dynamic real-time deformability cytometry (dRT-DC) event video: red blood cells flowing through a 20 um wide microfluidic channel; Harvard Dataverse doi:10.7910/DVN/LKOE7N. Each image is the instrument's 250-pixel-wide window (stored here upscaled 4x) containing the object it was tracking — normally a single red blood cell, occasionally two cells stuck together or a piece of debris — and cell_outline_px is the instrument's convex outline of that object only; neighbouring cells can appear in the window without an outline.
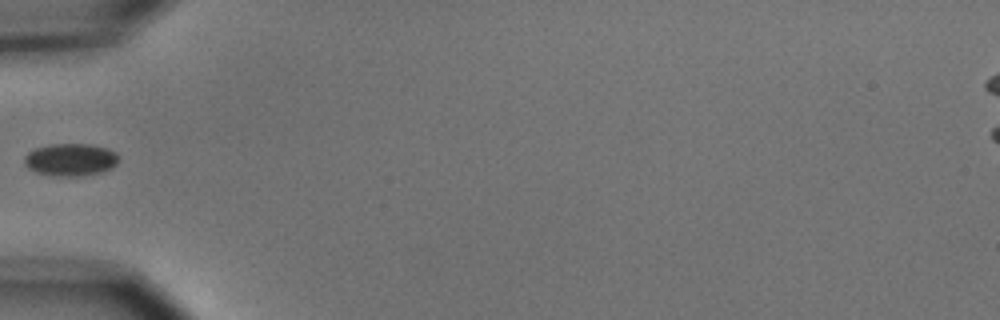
{"species": "common noctule bat (a hibernating species)", "species_latin": "Nyctalus noctula", "temperature_condition": "cold", "stored_images_in_passage": 8, "segment_of_instrument_passage": [2, 2], "camera_frame_rate_fps": 3000, "um_per_image_px": 0.085, "animal": {"sex": "male", "body_mass_g": 15.6}, "frame": {"image": 1, "passage_image": 6, "time_ms": 6.0, "image_size_px": [1000, 320], "cell_outline_px": [[116, 164], [112, 168], [100, 172], [80, 176], [52, 176], [36, 172], [28, 168], [24, 164], [24, 156], [28, 152], [36, 148], [52, 144], [92, 144], [108, 148], [116, 152]], "centroid_in_image_um": [5.97, 13.57], "position_along_channel_um": 79.0, "area_um2": 17.86}}
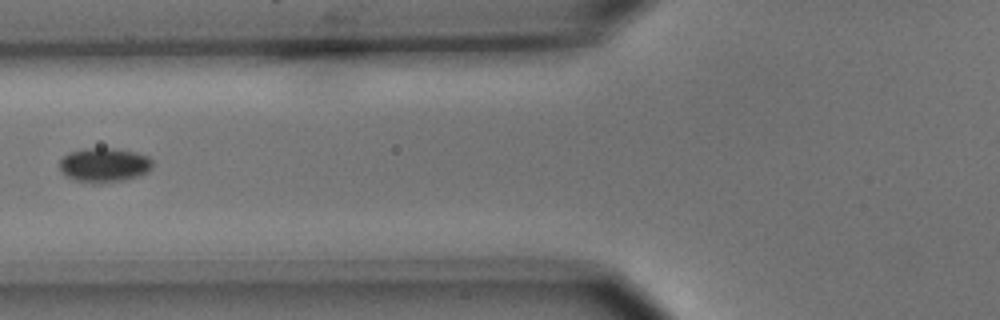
{"frame": {"image": 2, "passage_image": 7, "time_ms": 7.0, "image_size_px": [1000, 320], "cell_outline_px": [[152, 168], [148, 172], [140, 176], [128, 180], [100, 184], [92, 184], [76, 180], [60, 172], [60, 160], [68, 152], [84, 148], [112, 148], [136, 152], [148, 156], [152, 160]], "centroid_in_image_um": [8.88, 14.04], "position_along_channel_um": 116.9, "area_um2": 19.02}}
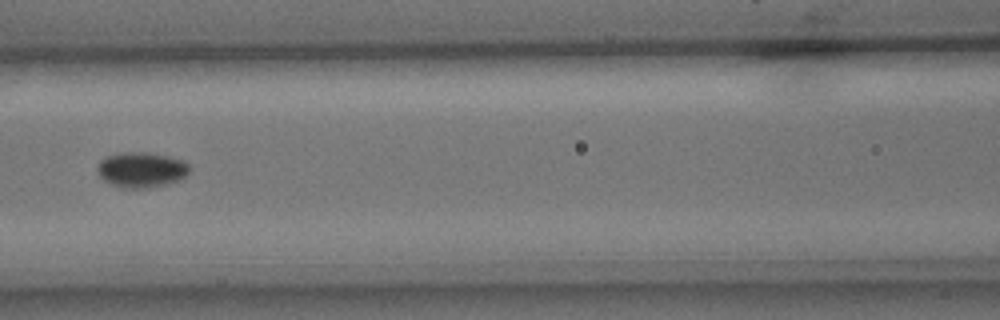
{"frame": {"image": 3, "passage_image": 8, "time_ms": 8.0, "image_size_px": [1000, 320], "cell_outline_px": [[188, 172], [184, 176], [168, 184], [148, 188], [120, 188], [104, 180], [100, 176], [96, 168], [100, 160], [108, 156], [120, 152], [148, 152], [168, 156], [184, 160], [188, 164]], "centroid_in_image_um": [11.99, 14.42], "position_along_channel_um": 154.6, "area_um2": 18.96}}